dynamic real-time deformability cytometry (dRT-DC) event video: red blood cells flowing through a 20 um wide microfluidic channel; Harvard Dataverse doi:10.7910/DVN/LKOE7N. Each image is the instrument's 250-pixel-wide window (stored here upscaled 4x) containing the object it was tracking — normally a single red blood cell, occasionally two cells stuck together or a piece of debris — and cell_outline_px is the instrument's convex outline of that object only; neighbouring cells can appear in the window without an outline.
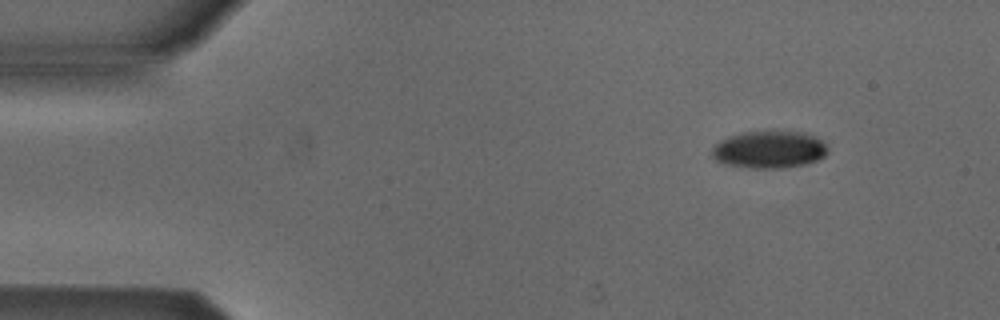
{"species": "Egyptian fruit bat (a non-hibernating species)", "species_latin": "Rousettus aegyptiacus", "temperature_condition": "cold", "stored_images_in_passage": 12, "camera_frame_rate_fps": 3000, "um_per_image_px": 0.085, "animal": {"sex": "male"}, "frame": {"image": 1, "passage_image": 2, "time_ms": 0.333, "image_size_px": [1000, 320], "cell_outline_px": [[828, 152], [824, 156], [816, 160], [804, 164], [784, 168], [748, 168], [728, 164], [716, 160], [712, 156], [712, 148], [720, 140], [728, 136], [740, 132], [772, 128], [804, 132], [820, 140], [828, 148]], "centroid_in_image_um": [65.37, 12.66], "position_along_channel_um": 19.6, "area_um2": 25.84}}
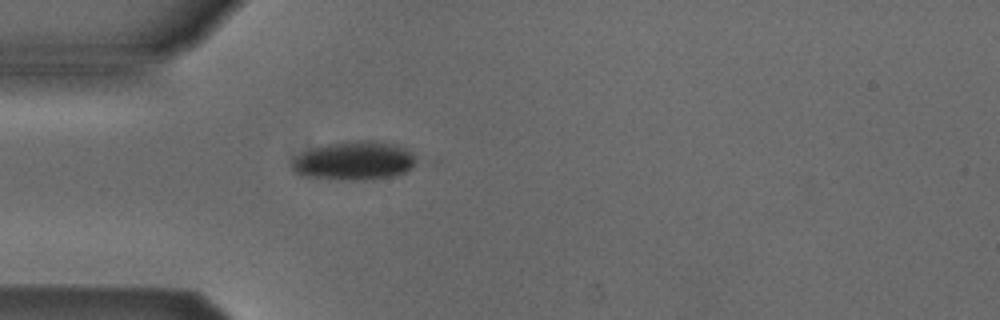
{"frame": {"image": 2, "passage_image": 11, "time_ms": 3.333, "image_size_px": [1000, 320], "cell_outline_px": [[416, 164], [412, 168], [396, 176], [372, 180], [328, 180], [300, 176], [292, 172], [292, 160], [296, 156], [312, 148], [328, 144], [352, 140], [376, 140], [396, 144], [412, 152], [416, 160]], "centroid_in_image_um": [30.09, 13.68], "position_along_channel_um": 54.9, "area_um2": 28.78}}